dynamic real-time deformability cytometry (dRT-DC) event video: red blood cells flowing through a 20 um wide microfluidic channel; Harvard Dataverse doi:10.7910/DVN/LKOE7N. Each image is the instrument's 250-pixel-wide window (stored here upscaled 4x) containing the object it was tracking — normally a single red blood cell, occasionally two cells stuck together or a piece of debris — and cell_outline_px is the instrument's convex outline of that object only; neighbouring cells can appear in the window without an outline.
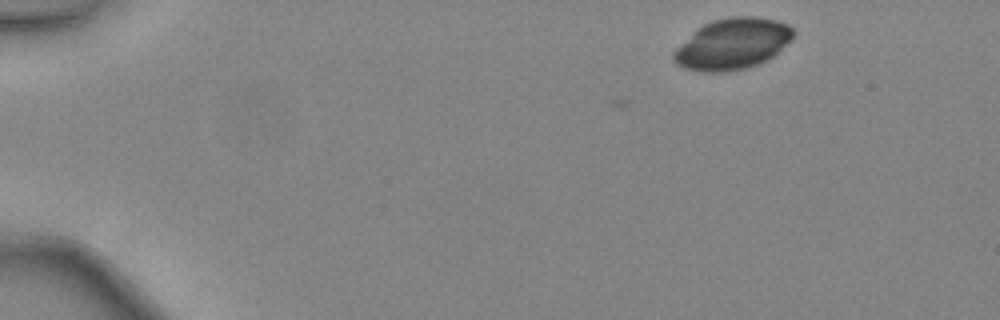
{"species": "common noctule bat (a hibernating species)", "species_latin": "Nyctalus noctula", "temperature_condition": "warm", "stored_images_in_passage": 2, "camera_frame_rate_fps": 3000, "um_per_image_px": 0.085, "animal": {"sex": "female", "body_mass_g": 24.6, "forearm_length_mm": 56.2}, "frame": {"image": 1, "passage_image": 2, "time_ms": 0.333, "image_size_px": [1000, 320], "cell_outline_px": [[796, 32], [792, 40], [768, 60], [760, 64], [744, 68], [724, 72], [704, 72], [684, 68], [676, 64], [672, 60], [672, 52], [676, 48], [704, 24], [712, 20], [732, 16], [752, 16], [776, 20], [788, 24]], "centroid_in_image_um": [62.29, 3.74], "position_along_channel_um": 22.7, "area_um2": 35.6}}